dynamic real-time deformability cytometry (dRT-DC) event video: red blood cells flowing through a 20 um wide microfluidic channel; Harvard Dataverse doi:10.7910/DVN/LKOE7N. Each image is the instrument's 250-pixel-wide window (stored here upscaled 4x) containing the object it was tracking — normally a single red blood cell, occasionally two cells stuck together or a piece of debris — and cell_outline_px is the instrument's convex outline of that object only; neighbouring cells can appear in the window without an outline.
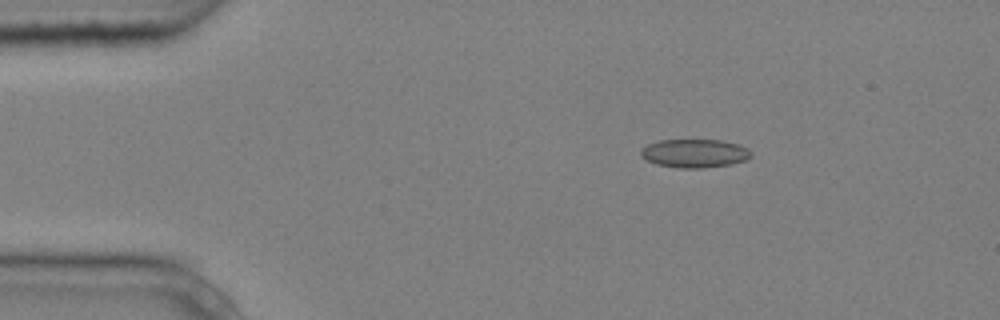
{"species": "common noctule bat (a hibernating species)", "species_latin": "Nyctalus noctula", "temperature_condition": "cold", "stored_images_in_passage": 5, "camera_frame_rate_fps": 3000, "um_per_image_px": 0.085, "animal": {"sex": "male", "body_mass_g": 20.4}, "frame": {"image": 1, "passage_image": 3, "time_ms": 0.667, "image_size_px": [1000, 320], "cell_outline_px": [[752, 156], [748, 160], [732, 164], [704, 168], [680, 168], [656, 164], [640, 156], [640, 148], [648, 144], [660, 140], [724, 140], [740, 144], [748, 148], [752, 152]], "centroid_in_image_um": [59.09, 13.03], "position_along_channel_um": 25.9, "area_um2": 18.61}}